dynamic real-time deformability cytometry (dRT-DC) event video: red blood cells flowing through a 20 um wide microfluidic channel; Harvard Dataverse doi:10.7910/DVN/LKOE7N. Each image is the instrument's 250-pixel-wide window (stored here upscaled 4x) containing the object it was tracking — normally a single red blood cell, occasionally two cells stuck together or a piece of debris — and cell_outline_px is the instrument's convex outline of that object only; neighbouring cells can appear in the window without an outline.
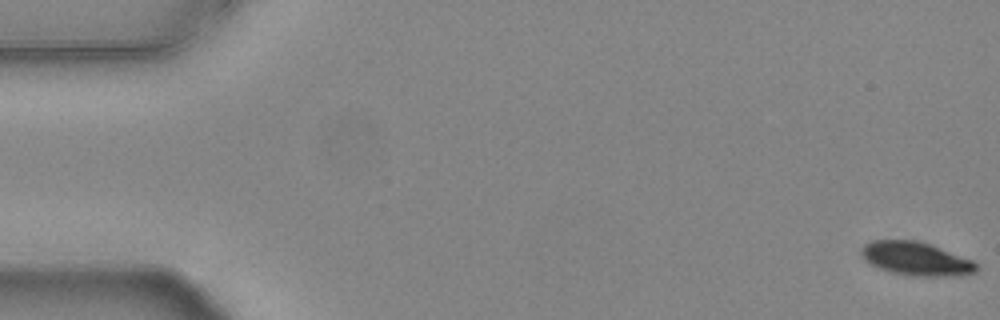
{"species": "common noctule bat (a hibernating species)", "species_latin": "Nyctalus noctula", "temperature_condition": "warm", "stored_images_in_passage": 18, "camera_frame_rate_fps": 3000, "um_per_image_px": 0.085, "animal": {"sex": "female", "body_mass_g": 24.6, "forearm_length_mm": 56.2}, "frame": {"image": 1, "passage_image": 1, "time_ms": 0.0, "image_size_px": [1000, 320], "cell_outline_px": [[976, 272], [960, 276], [912, 276], [892, 272], [880, 268], [864, 260], [860, 252], [860, 248], [864, 244], [872, 240], [916, 240], [928, 244], [972, 260], [976, 264]], "centroid_in_image_um": [77.82, 21.99], "position_along_channel_um": 7.2, "area_um2": 22.25}}